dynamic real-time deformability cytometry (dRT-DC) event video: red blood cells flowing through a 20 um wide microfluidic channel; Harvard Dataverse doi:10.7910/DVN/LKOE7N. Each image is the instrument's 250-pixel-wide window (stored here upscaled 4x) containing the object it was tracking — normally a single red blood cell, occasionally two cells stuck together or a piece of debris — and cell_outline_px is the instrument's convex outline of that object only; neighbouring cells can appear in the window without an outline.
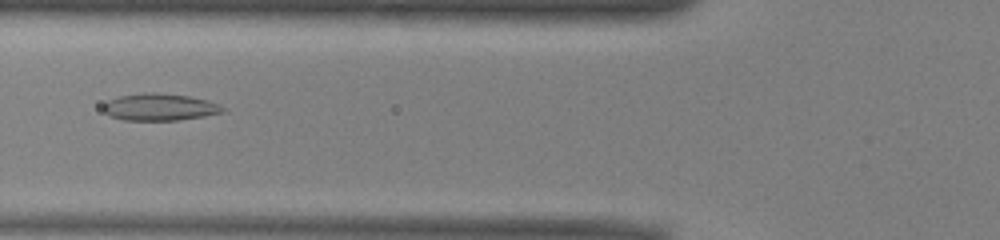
{"species": "common noctule bat (a hibernating species)", "species_latin": "Nyctalus noctula", "temperature_condition": "warm", "stored_images_in_passage": 38, "camera_frame_rate_fps": 3000, "um_per_image_px": 0.085, "animal": {"sex": "male", "body_mass_g": 13.0, "forearm_length_mm": 53.1}, "frame": {"image": 1, "passage_image": 6, "time_ms": 1.667, "image_size_px": [1000, 240], "cell_outline_px": [[228, 108], [224, 112], [204, 116], [180, 120], [124, 120], [108, 116], [100, 108], [108, 100], [120, 96], [144, 92], [152, 92], [188, 96], [208, 100], [220, 104]], "centroid_in_image_um": [13.57, 9.1], "position_along_channel_um": 112.2, "area_um2": 19.07}}
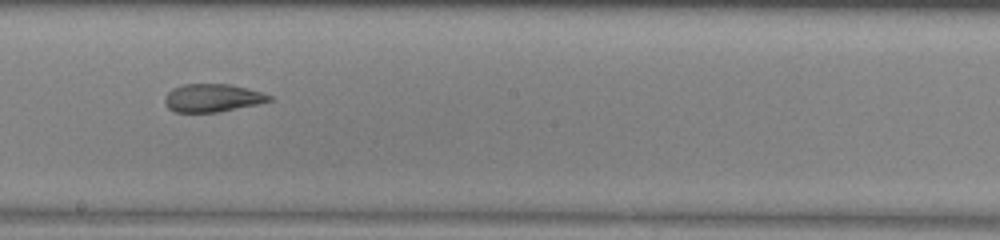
{"frame": {"image": 2, "passage_image": 15, "time_ms": 4.667, "image_size_px": [1000, 240], "cell_outline_px": [[272, 100], [256, 104], [220, 112], [176, 112], [168, 108], [164, 104], [164, 96], [172, 88], [184, 84], [228, 84], [260, 92], [272, 96]], "centroid_in_image_um": [18.0, 8.33], "position_along_channel_um": 230.2, "area_um2": 16.94}}
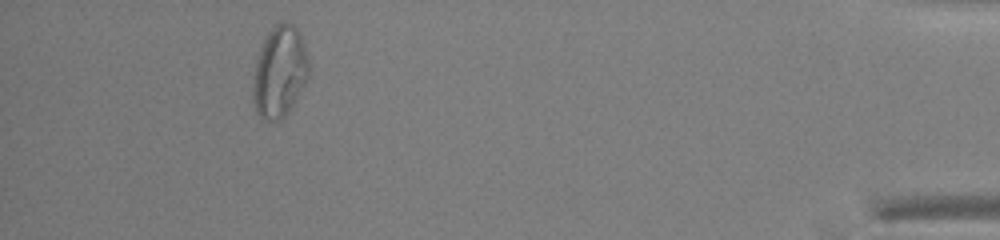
{"frame": {"image": 3, "passage_image": 34, "time_ms": 11.0, "image_size_px": [1000, 240], "cell_outline_px": [[308, 76], [304, 84], [288, 112], [280, 120], [260, 120], [256, 112], [252, 100], [252, 84], [256, 60], [260, 48], [268, 32], [276, 24], [292, 24], [300, 32], [304, 44], [308, 60]], "centroid_in_image_um": [23.73, 6.14], "position_along_channel_um": 411.5, "area_um2": 29.54}, "authors_computed_cell_mechanics": {"area_um2": 19.5364, "velocity_mm_per_s": 3.9357, "shape_relaxation_time_tau1_ms": null, "shape_relaxation_time_tau2_ms": 1.8948, "deformation_change_tau1": null, "deformation_change_tau2": 0.0877}}